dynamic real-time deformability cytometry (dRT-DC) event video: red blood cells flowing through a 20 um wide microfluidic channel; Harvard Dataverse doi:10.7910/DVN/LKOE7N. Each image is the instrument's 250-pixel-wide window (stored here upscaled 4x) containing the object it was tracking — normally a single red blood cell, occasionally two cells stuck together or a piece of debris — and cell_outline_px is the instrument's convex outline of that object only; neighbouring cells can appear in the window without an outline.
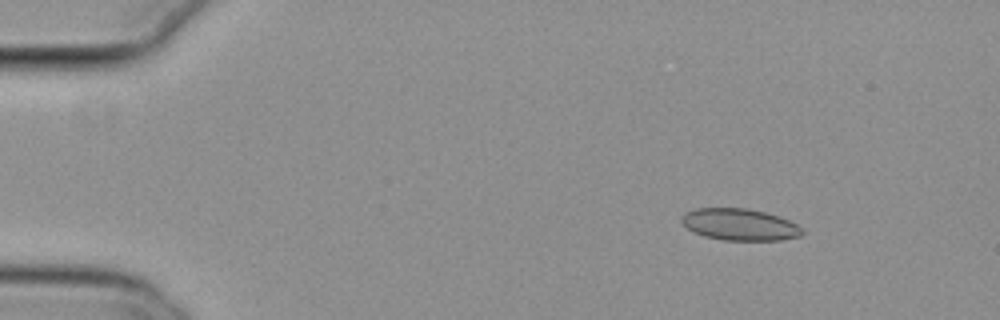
{"species": "common noctule bat (a hibernating species)", "species_latin": "Nyctalus noctula", "temperature_condition": "cold", "stored_images_in_passage": 54, "camera_frame_rate_fps": 3000, "um_per_image_px": 0.085, "animal": {"sex": "female", "body_mass_g": 29.2, "forearm_length_mm": 56.3}, "frame": {"image": 1, "passage_image": 7, "time_ms": 2.0, "image_size_px": [1000, 320], "cell_outline_px": [[804, 232], [800, 236], [780, 240], [724, 240], [704, 236], [692, 232], [680, 220], [680, 216], [684, 212], [696, 208], [748, 208], [764, 212], [788, 220], [796, 224]], "centroid_in_image_um": [62.82, 19.08], "position_along_channel_um": 22.2, "area_um2": 22.25}}
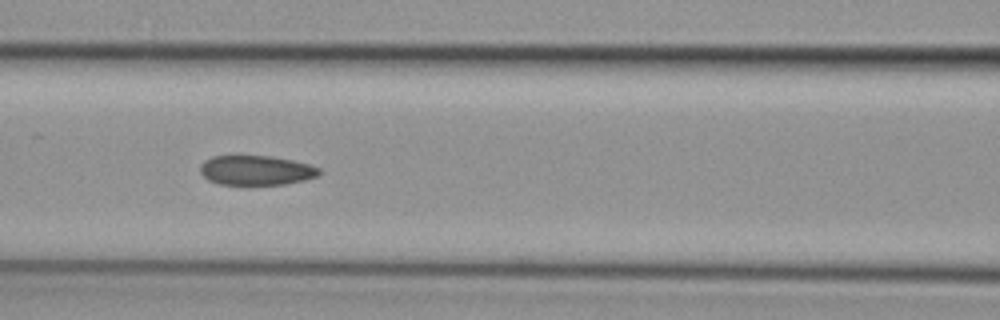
{"frame": {"image": 2, "passage_image": 24, "time_ms": 7.667, "image_size_px": [1000, 320], "cell_outline_px": [[324, 172], [320, 176], [304, 180], [284, 184], [220, 184], [208, 180], [200, 172], [200, 164], [204, 160], [212, 156], [272, 156], [292, 160], [308, 164], [320, 168]], "centroid_in_image_um": [21.8, 14.47], "position_along_channel_um": 144.8, "area_um2": 20.63}}
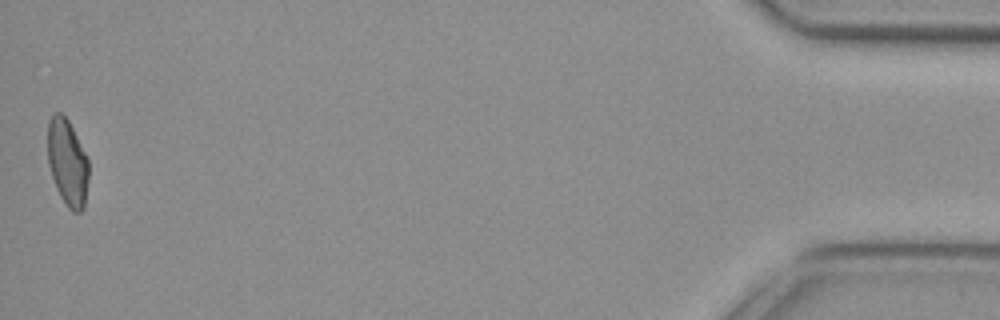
{"frame": {"image": 3, "passage_image": 54, "time_ms": 17.667, "image_size_px": [1000, 320], "cell_outline_px": [[88, 180], [84, 208], [80, 212], [72, 212], [68, 208], [60, 196], [56, 188], [48, 164], [48, 120], [56, 112], [60, 112], [68, 120], [88, 160]], "centroid_in_image_um": [5.73, 13.84], "position_along_channel_um": 429.5, "area_um2": 20.52}, "authors_computed_cell_mechanics": {"area_um2": 21.675, "velocity_mm_per_s": 3.7989, "shape_relaxation_time_tau1_ms": null, "shape_relaxation_time_tau2_ms": 3.1825, "deformation_change_tau1": null, "deformation_change_tau2": 0.0686}}